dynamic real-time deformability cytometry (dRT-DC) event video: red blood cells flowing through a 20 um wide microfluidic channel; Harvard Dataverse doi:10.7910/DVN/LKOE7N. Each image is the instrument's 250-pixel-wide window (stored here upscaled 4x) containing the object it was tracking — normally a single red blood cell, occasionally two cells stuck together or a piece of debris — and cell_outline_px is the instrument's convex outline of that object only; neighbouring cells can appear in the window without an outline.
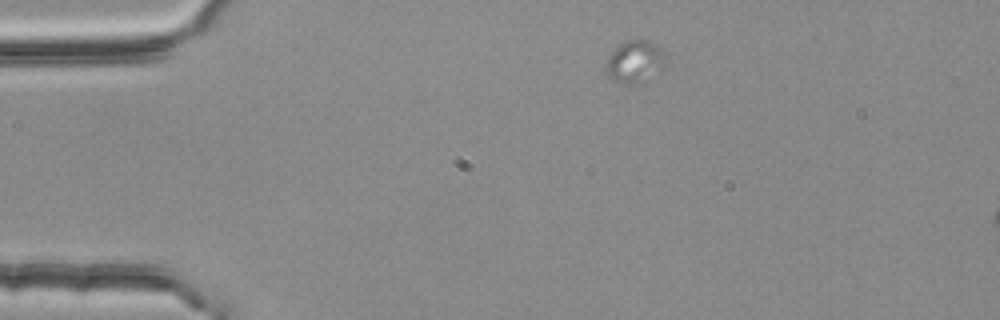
{"species": "common noctule bat (a hibernating species)", "species_latin": "Nyctalus noctula", "temperature_condition": "room temperature", "stored_images_in_passage": 15, "camera_frame_rate_fps": 3000, "um_per_image_px": 0.085, "animal": {"sex": "female", "body_mass_g": 25.1}, "frame": {"image": 1, "passage_image": 3, "time_ms": 0.667, "image_size_px": [1000, 320], "cell_outline_px": [[668, 60], [664, 68], [644, 84], [624, 84], [612, 80], [608, 76], [604, 68], [604, 64], [608, 56], [624, 40], [648, 40], [664, 48], [668, 52]], "centroid_in_image_um": [54.04, 5.26], "position_along_channel_um": 31.0, "area_um2": 15.66}}